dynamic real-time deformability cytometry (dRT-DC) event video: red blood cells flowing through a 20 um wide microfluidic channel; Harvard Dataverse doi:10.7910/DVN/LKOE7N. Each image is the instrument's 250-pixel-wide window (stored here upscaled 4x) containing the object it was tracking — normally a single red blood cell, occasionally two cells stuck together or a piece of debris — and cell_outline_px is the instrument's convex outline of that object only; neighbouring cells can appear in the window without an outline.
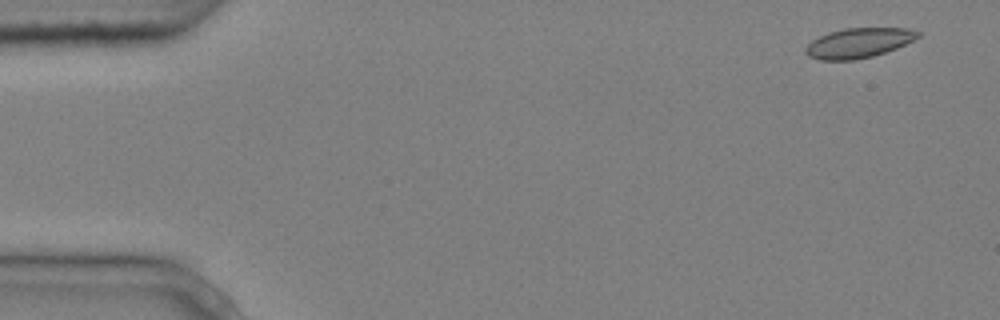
{"species": "common noctule bat (a hibernating species)", "species_latin": "Nyctalus noctula", "temperature_condition": "cold", "stored_images_in_passage": 5, "segment_of_instrument_passage": [1, 2], "camera_frame_rate_fps": 3000, "um_per_image_px": 0.085, "animal": {"sex": "male", "body_mass_g": 20.4}, "frame": {"image": 1, "passage_image": 1, "time_ms": 0.0, "image_size_px": [1000, 320], "cell_outline_px": [[920, 36], [896, 48], [872, 56], [852, 60], [820, 60], [808, 56], [804, 52], [804, 48], [812, 40], [828, 32], [844, 28], [908, 28], [920, 32]], "centroid_in_image_um": [72.94, 3.64], "position_along_channel_um": 12.1, "area_um2": 19.42}}